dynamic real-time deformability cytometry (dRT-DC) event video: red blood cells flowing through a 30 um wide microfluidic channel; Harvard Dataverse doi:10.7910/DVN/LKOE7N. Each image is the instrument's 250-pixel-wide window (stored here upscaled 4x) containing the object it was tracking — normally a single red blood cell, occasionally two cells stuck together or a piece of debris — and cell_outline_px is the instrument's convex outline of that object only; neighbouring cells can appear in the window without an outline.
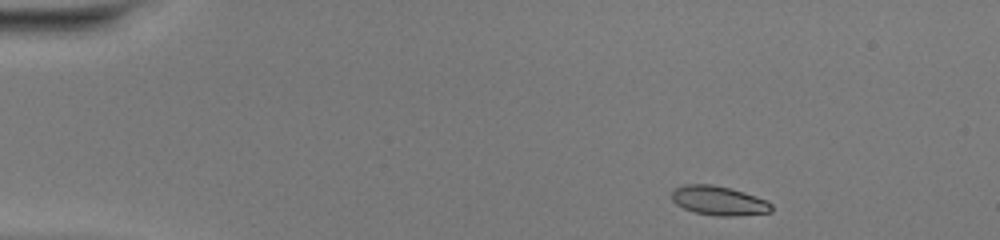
{"species": "common noctule bat (a hibernating species)", "species_latin": "Nyctalus noctula", "temperature_condition": "warm", "stored_images_in_passage": 44, "camera_frame_rate_fps": 3000, "um_per_image_px": 0.085, "animal": {"sex": "female", "body_mass_g": 20.0, "forearm_length_mm": 54.0}, "frame": {"image": 1, "passage_image": 1, "time_ms": 0.0, "image_size_px": [1000, 240], "cell_outline_px": [[772, 212], [732, 216], [716, 216], [696, 212], [684, 208], [676, 204], [672, 200], [672, 188], [684, 184], [712, 184], [732, 188], [756, 196], [772, 204]], "centroid_in_image_um": [61.07, 17.04], "position_along_channel_um": 23.9, "area_um2": 17.05}}
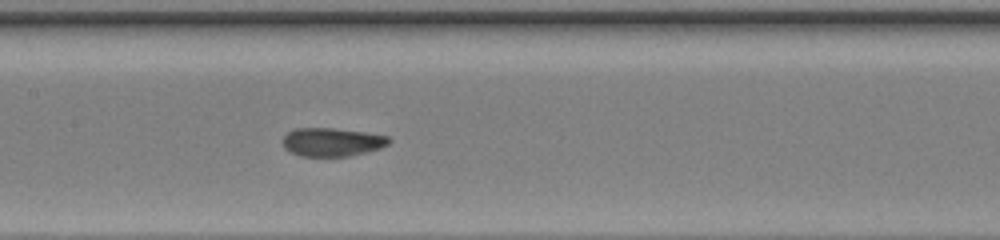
{"frame": {"image": 2, "passage_image": 19, "time_ms": 6.0, "image_size_px": [1000, 240], "cell_outline_px": [[392, 140], [388, 144], [380, 148], [348, 156], [300, 156], [284, 148], [284, 136], [288, 132], [296, 128], [332, 128], [364, 132], [388, 136]], "centroid_in_image_um": [28.23, 12.07], "position_along_channel_um": 179.2, "area_um2": 17.4}}
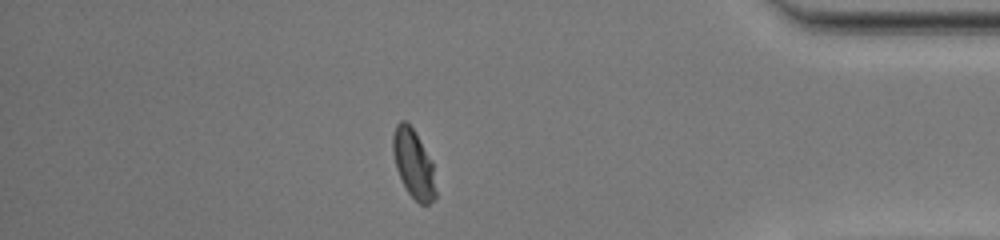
{"frame": {"image": 3, "passage_image": 37, "time_ms": 12.0, "image_size_px": [1000, 240], "cell_outline_px": [[436, 196], [428, 204], [420, 204], [408, 192], [396, 168], [392, 152], [392, 136], [396, 124], [400, 120], [404, 120], [412, 128], [432, 160], [436, 192]], "centroid_in_image_um": [35.13, 13.91], "position_along_channel_um": 400.1, "area_um2": 16.94}, "authors_computed_cell_mechanics": {"area_um2": 17.5423, "velocity_mm_per_s": 4.2045, "shape_relaxation_time_tau1_ms": 7.8102, "shape_relaxation_time_tau2_ms": null, "deformation_change_tau1": 0.2418, "deformation_change_tau2": null}}